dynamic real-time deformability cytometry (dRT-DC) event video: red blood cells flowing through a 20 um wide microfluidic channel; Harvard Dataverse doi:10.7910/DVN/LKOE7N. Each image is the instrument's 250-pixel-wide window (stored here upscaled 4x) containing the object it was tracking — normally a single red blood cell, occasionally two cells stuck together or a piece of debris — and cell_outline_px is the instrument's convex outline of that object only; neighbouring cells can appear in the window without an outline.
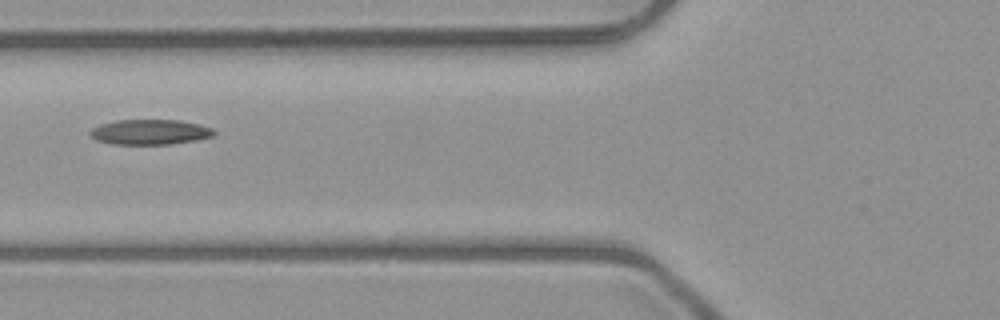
{"species": "common noctule bat (a hibernating species)", "species_latin": "Nyctalus noctula", "temperature_condition": "room temperature", "stored_images_in_passage": 3, "camera_frame_rate_fps": 3000, "um_per_image_px": 0.085, "animal": {"sex": "male", "body_mass_g": 23.1, "forearm_length_mm": 52.7}, "frame": {"image": 1, "passage_image": 3, "time_ms": 2.333, "image_size_px": [1000, 320], "cell_outline_px": [[216, 132], [212, 136], [196, 140], [168, 144], [112, 144], [96, 140], [88, 132], [92, 128], [100, 124], [116, 120], [180, 120], [200, 124], [212, 128]], "centroid_in_image_um": [12.74, 11.21], "position_along_channel_um": 113.1, "area_um2": 18.15}}